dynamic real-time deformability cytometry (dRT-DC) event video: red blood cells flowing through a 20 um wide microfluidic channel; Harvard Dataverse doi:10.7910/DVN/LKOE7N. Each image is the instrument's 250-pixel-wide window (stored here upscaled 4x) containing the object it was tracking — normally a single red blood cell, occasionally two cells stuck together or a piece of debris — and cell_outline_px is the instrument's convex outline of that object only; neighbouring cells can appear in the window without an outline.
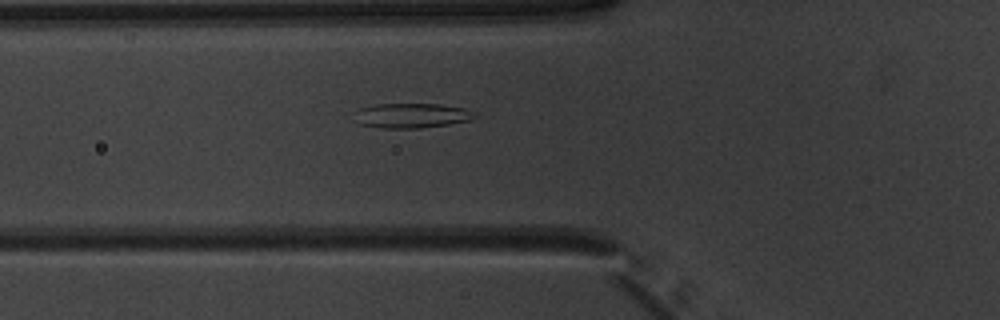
{"species": "common noctule bat (a hibernating species)", "species_latin": "Nyctalus noctula", "temperature_condition": "warm", "stored_images_in_passage": 40, "segment_of_instrument_passage": [1, 2], "camera_frame_rate_fps": 3000, "um_per_image_px": 0.085, "animal": {"sex": "male", "body_mass_g": 20.1, "forearm_length_mm": 53.5}, "frame": {"image": 1, "passage_image": 7, "time_ms": 2.0, "image_size_px": [1000, 320], "cell_outline_px": [[476, 116], [472, 120], [448, 124], [420, 128], [380, 128], [360, 124], [352, 112], [360, 108], [376, 104], [440, 104], [464, 108], [476, 112]], "centroid_in_image_um": [34.99, 9.82], "position_along_channel_um": 90.8, "area_um2": 17.46}}
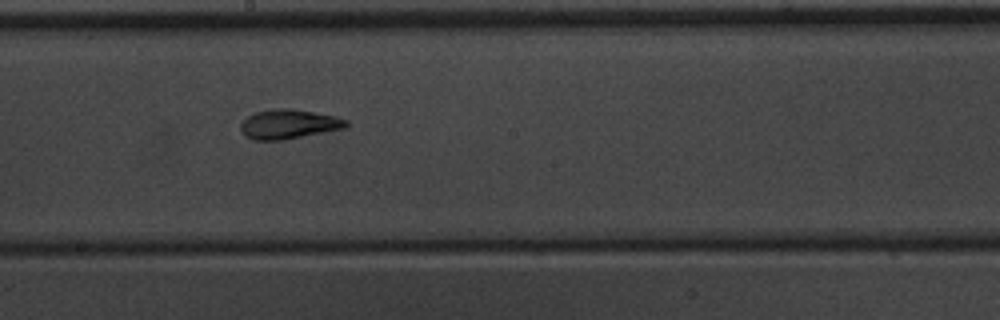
{"frame": {"image": 2, "passage_image": 17, "time_ms": 5.333, "image_size_px": [1000, 320], "cell_outline_px": [[348, 124], [344, 128], [284, 140], [252, 140], [244, 136], [240, 132], [240, 124], [248, 116], [256, 112], [272, 108], [292, 108], [336, 116], [348, 120]], "centroid_in_image_um": [24.51, 10.55], "position_along_channel_um": 223.7, "area_um2": 18.26}}
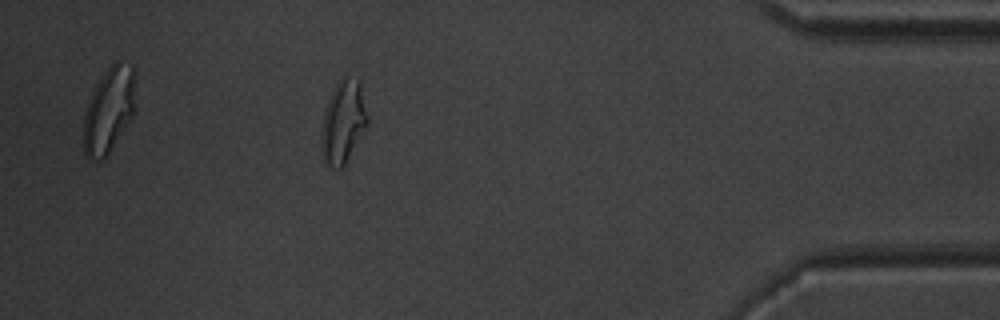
{"frame": {"image": 3, "passage_image": 34, "time_ms": 11.0, "image_size_px": [1000, 320], "cell_outline_px": [[368, 124], [344, 164], [340, 168], [336, 168], [328, 164], [324, 160], [320, 140], [324, 116], [328, 100], [336, 80], [344, 76], [360, 84], [368, 116]], "centroid_in_image_um": [29.16, 10.34], "position_along_channel_um": 406.0, "area_um2": 21.68}}